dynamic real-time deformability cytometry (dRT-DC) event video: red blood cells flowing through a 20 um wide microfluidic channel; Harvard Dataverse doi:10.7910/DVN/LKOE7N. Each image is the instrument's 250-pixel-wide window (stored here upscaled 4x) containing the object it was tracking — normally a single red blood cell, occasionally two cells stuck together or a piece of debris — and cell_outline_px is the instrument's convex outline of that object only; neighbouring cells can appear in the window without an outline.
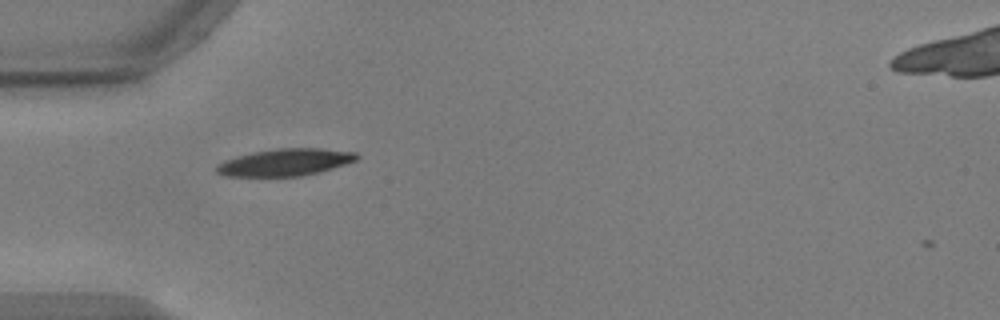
{"species": "common noctule bat (a hibernating species)", "species_latin": "Nyctalus noctula", "temperature_condition": "warm", "stored_images_in_passage": 39, "camera_frame_rate_fps": 3000, "um_per_image_px": 0.085, "animal": {"sex": "male", "body_mass_g": 17.9, "forearm_length_mm": 54.2}, "frame": {"image": 1, "passage_image": 2, "time_ms": 0.333, "image_size_px": [1000, 320], "cell_outline_px": [[360, 156], [356, 160], [320, 172], [300, 176], [224, 176], [216, 172], [216, 164], [224, 160], [236, 156], [252, 152], [276, 148], [320, 148], [356, 152]], "centroid_in_image_um": [24.21, 13.79], "position_along_channel_um": 60.8, "area_um2": 22.2}}
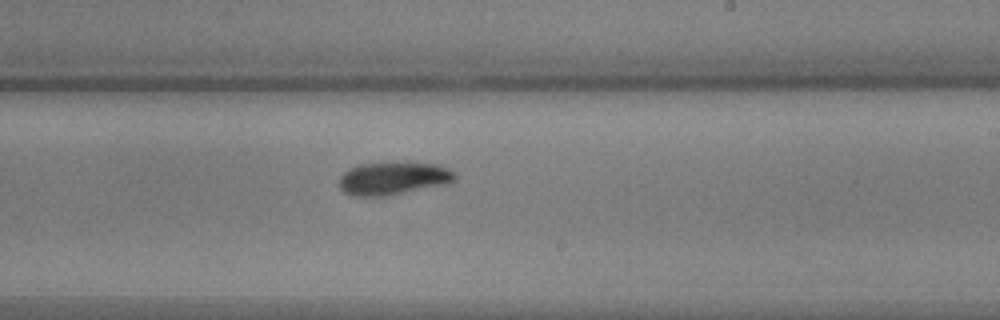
{"frame": {"image": 2, "passage_image": 18, "time_ms": 5.667, "image_size_px": [1000, 320], "cell_outline_px": [[456, 180], [448, 184], [388, 196], [352, 196], [344, 192], [340, 188], [340, 176], [348, 168], [360, 164], [408, 160], [436, 164], [456, 172]], "centroid_in_image_um": [33.46, 15.13], "position_along_channel_um": 255.5, "area_um2": 23.0}}
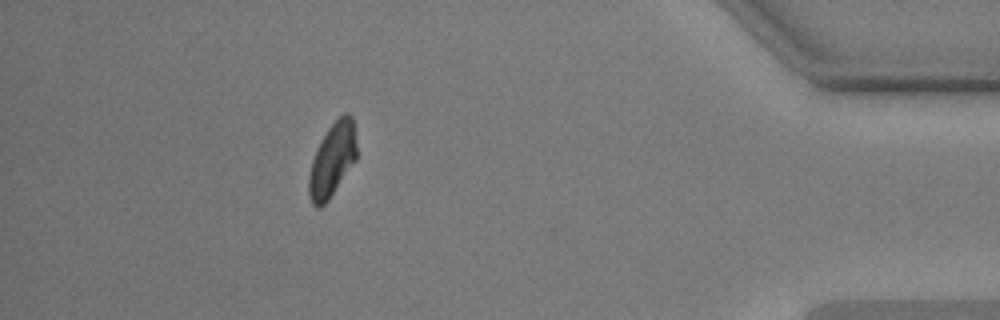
{"frame": {"image": 3, "passage_image": 34, "time_ms": 11.0, "image_size_px": [1000, 320], "cell_outline_px": [[356, 160], [328, 200], [320, 208], [316, 208], [312, 204], [308, 196], [308, 176], [312, 160], [316, 148], [320, 140], [328, 128], [344, 112], [348, 112], [352, 116], [356, 144]], "centroid_in_image_um": [28.22, 13.6], "position_along_channel_um": 407.0, "area_um2": 20.58}, "authors_computed_cell_mechanics": {"area_um2": 21.6172, "velocity_mm_per_s": 3.7091, "shape_relaxation_time_tau1_ms": 2.9083, "shape_relaxation_time_tau2_ms": 7.9253, "deformation_change_tau1": 0.1234, "deformation_change_tau2": 0.106}}